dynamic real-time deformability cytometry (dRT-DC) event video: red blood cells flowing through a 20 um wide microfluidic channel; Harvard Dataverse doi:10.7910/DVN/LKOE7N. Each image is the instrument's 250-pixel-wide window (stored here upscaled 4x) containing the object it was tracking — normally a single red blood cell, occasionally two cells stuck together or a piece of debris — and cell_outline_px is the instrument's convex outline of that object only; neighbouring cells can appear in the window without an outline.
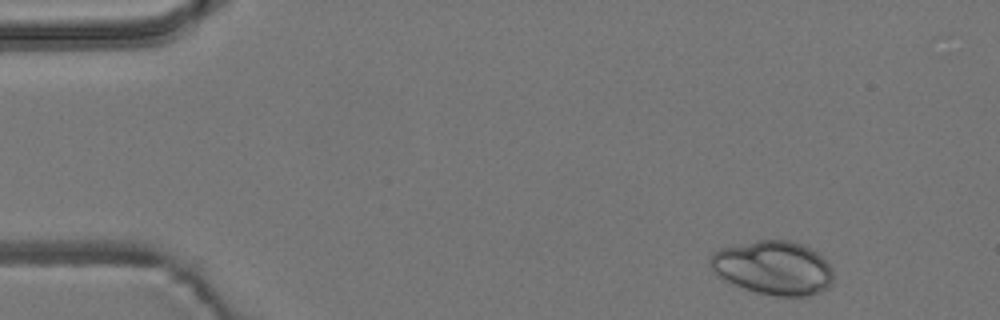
{"species": "common noctule bat (a hibernating species)", "species_latin": "Nyctalus noctula", "temperature_condition": "room temperature", "stored_images_in_passage": 5, "camera_frame_rate_fps": 3000, "um_per_image_px": 0.085, "animal": {"sex": "male", "body_mass_g": 19.2, "forearm_length_mm": 51.8}, "frame": {"image": 1, "passage_image": 1, "time_ms": 0.0, "image_size_px": [1000, 320], "cell_outline_px": [[832, 280], [828, 288], [820, 292], [808, 296], [776, 296], [756, 292], [744, 288], [712, 272], [708, 264], [708, 260], [712, 252], [720, 248], [756, 240], [788, 240], [800, 244], [816, 252], [832, 268]], "centroid_in_image_um": [65.69, 22.76], "position_along_channel_um": 19.3, "area_um2": 38.49}}